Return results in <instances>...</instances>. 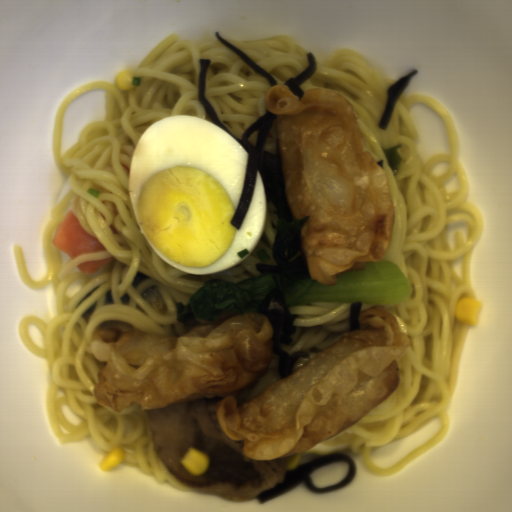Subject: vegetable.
<instances>
[{
	"mask_svg": "<svg viewBox=\"0 0 512 512\" xmlns=\"http://www.w3.org/2000/svg\"><path fill=\"white\" fill-rule=\"evenodd\" d=\"M410 283L403 271L388 260L366 262L364 269L347 271L338 276L334 285L304 278L286 294L288 308L332 304H398L411 295Z\"/></svg>",
	"mask_w": 512,
	"mask_h": 512,
	"instance_id": "vegetable-1",
	"label": "vegetable"
},
{
	"mask_svg": "<svg viewBox=\"0 0 512 512\" xmlns=\"http://www.w3.org/2000/svg\"><path fill=\"white\" fill-rule=\"evenodd\" d=\"M275 285L273 275L251 276L236 282L224 278L210 279L190 297L175 303L178 321L211 322L230 312L258 314L260 304Z\"/></svg>",
	"mask_w": 512,
	"mask_h": 512,
	"instance_id": "vegetable-2",
	"label": "vegetable"
}]
</instances>
